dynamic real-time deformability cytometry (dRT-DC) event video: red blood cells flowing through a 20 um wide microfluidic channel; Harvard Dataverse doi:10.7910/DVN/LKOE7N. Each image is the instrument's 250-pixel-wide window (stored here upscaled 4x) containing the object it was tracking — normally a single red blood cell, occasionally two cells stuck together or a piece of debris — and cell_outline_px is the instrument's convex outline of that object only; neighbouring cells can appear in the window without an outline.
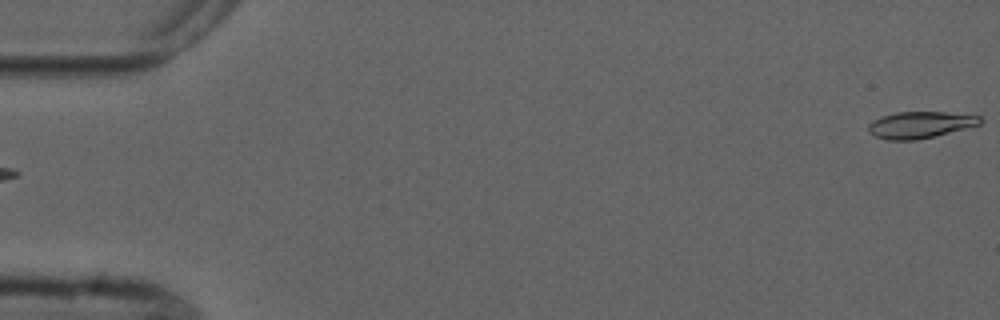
{"species": "common noctule bat (a hibernating species)", "species_latin": "Nyctalus noctula", "temperature_condition": "cold", "stored_images_in_passage": 5, "segment_of_instrument_passage": [2, 2], "camera_frame_rate_fps": 3000, "um_per_image_px": 0.085, "animal": {"sex": "male", "forearm_length_mm": 52.5}, "frame": {"image": 1, "passage_image": 5, "time_ms": 5.667, "image_size_px": [1000, 320], "cell_outline_px": [[984, 120], [980, 124], [916, 140], [888, 140], [876, 136], [868, 132], [868, 124], [872, 120], [880, 116], [896, 112], [944, 112], [980, 116]], "centroid_in_image_um": [78.16, 10.6], "position_along_channel_um": 6.8, "area_um2": 17.17}}